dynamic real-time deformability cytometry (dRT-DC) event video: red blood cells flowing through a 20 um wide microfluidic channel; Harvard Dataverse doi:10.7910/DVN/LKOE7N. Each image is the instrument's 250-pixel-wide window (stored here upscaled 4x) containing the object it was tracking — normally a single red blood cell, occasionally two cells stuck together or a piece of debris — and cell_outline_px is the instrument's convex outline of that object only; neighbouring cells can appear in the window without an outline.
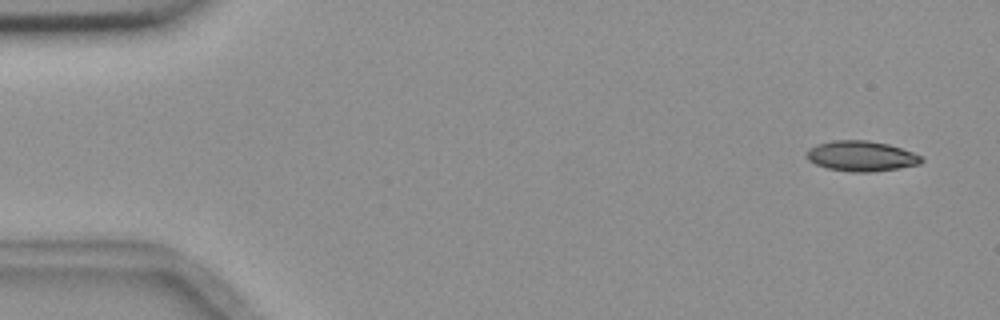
{"species": "common noctule bat (a hibernating species)", "species_latin": "Nyctalus noctula", "temperature_condition": "room temperature", "stored_images_in_passage": 5, "camera_frame_rate_fps": 3000, "um_per_image_px": 0.085, "animal": {"sex": "female", "body_mass_g": 18.4}, "frame": {"image": 1, "passage_image": 1, "time_ms": 0.0, "image_size_px": [1000, 320], "cell_outline_px": [[924, 160], [920, 164], [900, 168], [872, 172], [852, 172], [828, 168], [816, 164], [808, 160], [804, 156], [808, 148], [816, 144], [832, 140], [868, 140], [888, 144], [912, 152], [920, 156]], "centroid_in_image_um": [73.17, 13.26], "position_along_channel_um": 11.8, "area_um2": 20.4}}
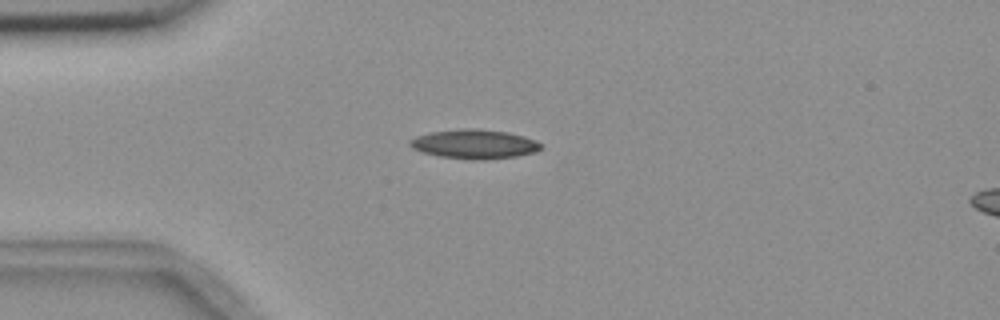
{"frame": {"image": 2, "passage_image": 4, "time_ms": 3.667, "image_size_px": [1000, 320], "cell_outline_px": [[544, 148], [532, 152], [516, 156], [480, 160], [472, 160], [440, 156], [424, 152], [412, 148], [408, 144], [408, 140], [416, 136], [432, 132], [460, 128], [472, 128], [508, 132], [524, 136], [536, 140], [544, 144]], "centroid_in_image_um": [40.34, 12.24], "position_along_channel_um": 44.7, "area_um2": 22.37}}